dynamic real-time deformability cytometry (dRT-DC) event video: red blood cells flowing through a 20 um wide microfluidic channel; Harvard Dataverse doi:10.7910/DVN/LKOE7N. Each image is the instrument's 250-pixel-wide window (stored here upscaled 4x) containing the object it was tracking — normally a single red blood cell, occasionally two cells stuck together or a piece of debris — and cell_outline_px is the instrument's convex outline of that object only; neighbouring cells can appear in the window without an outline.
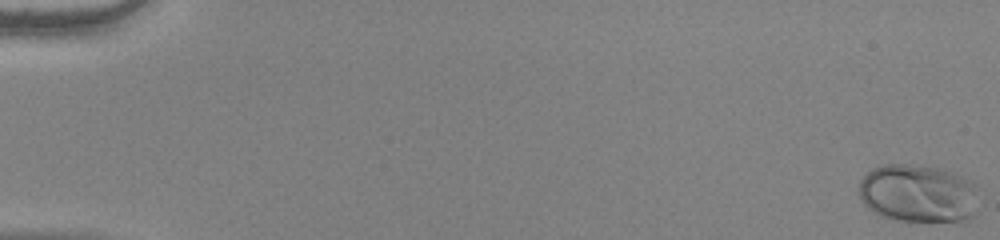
{"species": "human", "species_latin": "Homo sapiens", "temperature_condition": "warm", "stored_images_in_passage": 55, "camera_frame_rate_fps": 3000, "um_per_image_px": 0.085, "donor": {"sex": "female"}, "frame": {"image": 1, "passage_image": 1, "time_ms": 0.0, "image_size_px": [1000, 240], "cell_outline_px": [[976, 188], [972, 216], [964, 224], [908, 224], [880, 216], [868, 208], [860, 200], [860, 180], [872, 168], [884, 164], [908, 164], [940, 168], [952, 172], [972, 180], [976, 184]], "centroid_in_image_um": [78.05, 16.53], "position_along_channel_um": 6.9, "area_um2": 42.14}}
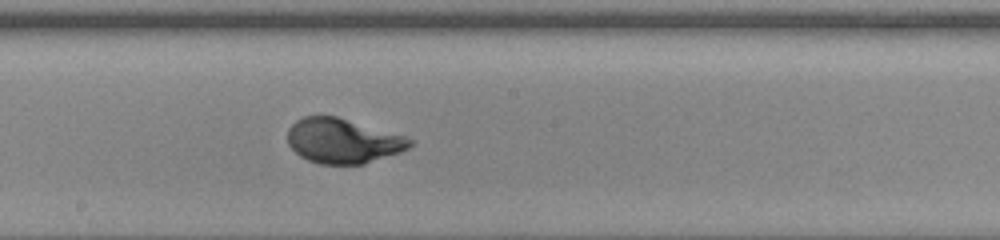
{"frame": {"image": 2, "passage_image": 32, "time_ms": 10.333, "image_size_px": [1000, 240], "cell_outline_px": [[416, 144], [400, 152], [364, 164], [320, 164], [308, 160], [300, 156], [288, 144], [288, 128], [296, 120], [304, 116], [336, 116], [404, 136], [416, 140]], "centroid_in_image_um": [29.15, 11.98], "position_along_channel_um": 219.0, "area_um2": 31.85}}
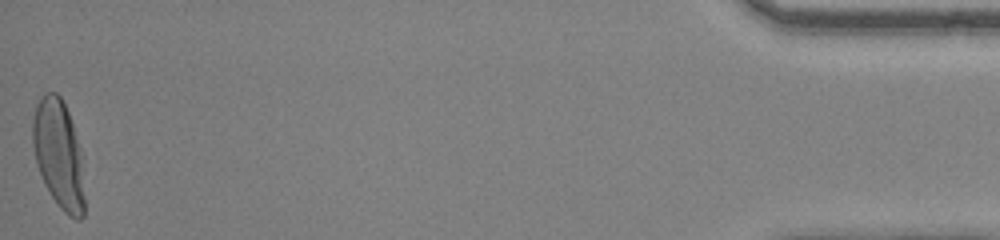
{"frame": {"image": 3, "passage_image": 55, "time_ms": 18.0, "image_size_px": [1000, 240], "cell_outline_px": [[84, 216], [80, 220], [76, 220], [68, 216], [60, 208], [44, 184], [36, 164], [32, 144], [32, 120], [36, 104], [40, 96], [44, 92], [56, 92], [60, 96], [68, 112], [80, 148], [84, 196]], "centroid_in_image_um": [4.96, 13.11], "position_along_channel_um": 430.2, "area_um2": 32.89}, "authors_computed_cell_mechanics": {"area_um2": 31.9634, "velocity_mm_per_s": 3.8758, "shape_relaxation_time_tau1_ms": 3.5172, "shape_relaxation_time_tau2_ms": null, "deformation_change_tau1": 0.1955, "deformation_change_tau2": null}}